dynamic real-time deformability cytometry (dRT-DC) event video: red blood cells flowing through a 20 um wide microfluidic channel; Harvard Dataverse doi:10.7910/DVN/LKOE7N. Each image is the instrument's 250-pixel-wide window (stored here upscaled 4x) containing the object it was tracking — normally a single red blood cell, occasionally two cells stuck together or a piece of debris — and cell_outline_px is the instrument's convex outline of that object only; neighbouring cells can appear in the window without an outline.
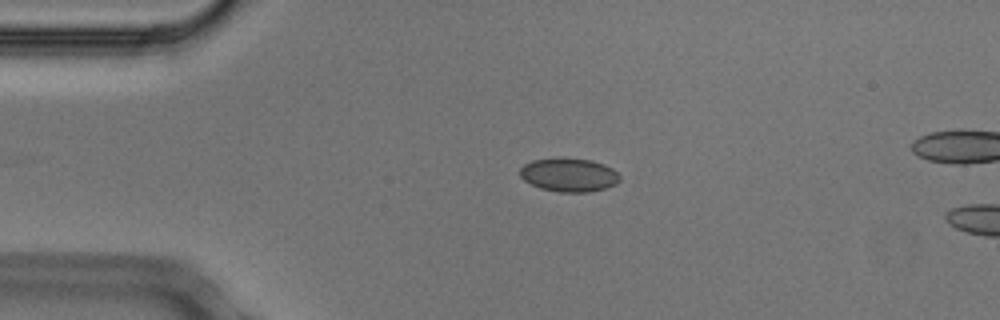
{"species": "Egyptian fruit bat (a non-hibernating species)", "species_latin": "Rousettus aegyptiacus", "temperature_condition": "cold", "stored_images_in_passage": 15, "camera_frame_rate_fps": 3000, "um_per_image_px": 0.085, "animal": {"sex": "male"}, "frame": {"image": 1, "passage_image": 11, "time_ms": 3.333, "image_size_px": [1000, 320], "cell_outline_px": [[620, 180], [616, 184], [604, 188], [588, 192], [560, 192], [540, 188], [524, 180], [520, 176], [520, 168], [524, 164], [532, 160], [556, 156], [564, 156], [592, 160], [604, 164], [612, 168], [620, 176]], "centroid_in_image_um": [48.34, 14.83], "position_along_channel_um": 36.7, "area_um2": 19.94}}